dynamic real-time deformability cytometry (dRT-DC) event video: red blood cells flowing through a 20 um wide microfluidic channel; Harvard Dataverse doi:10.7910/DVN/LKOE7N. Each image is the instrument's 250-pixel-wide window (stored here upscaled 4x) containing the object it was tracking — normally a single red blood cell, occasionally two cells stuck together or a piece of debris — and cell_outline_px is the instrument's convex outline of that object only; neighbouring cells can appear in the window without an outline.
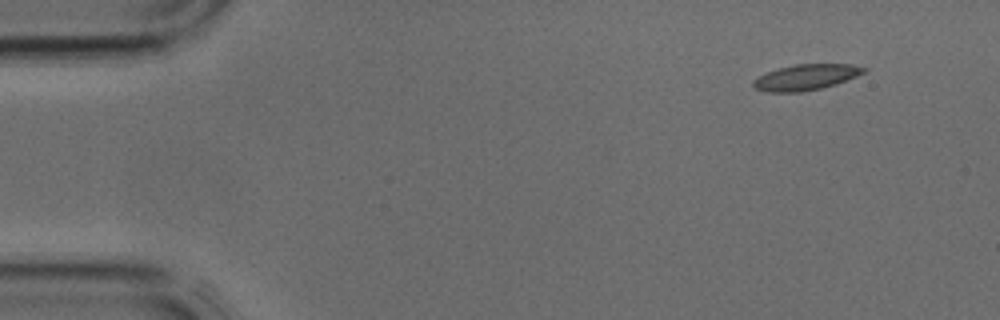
{"species": "common noctule bat (a hibernating species)", "species_latin": "Nyctalus noctula", "temperature_condition": "cold", "stored_images_in_passage": 2, "camera_frame_rate_fps": 3000, "um_per_image_px": 0.085, "animal": {"sex": "male", "body_mass_g": 17.9, "forearm_length_mm": 54.2}, "frame": {"image": 1, "passage_image": 1, "time_ms": 0.0, "image_size_px": [1000, 320], "cell_outline_px": [[868, 72], [836, 84], [820, 88], [800, 92], [768, 92], [756, 88], [752, 84], [752, 80], [768, 72], [780, 68], [796, 64], [852, 64], [868, 68]], "centroid_in_image_um": [68.56, 6.56], "position_along_channel_um": 16.4, "area_um2": 16.53}}